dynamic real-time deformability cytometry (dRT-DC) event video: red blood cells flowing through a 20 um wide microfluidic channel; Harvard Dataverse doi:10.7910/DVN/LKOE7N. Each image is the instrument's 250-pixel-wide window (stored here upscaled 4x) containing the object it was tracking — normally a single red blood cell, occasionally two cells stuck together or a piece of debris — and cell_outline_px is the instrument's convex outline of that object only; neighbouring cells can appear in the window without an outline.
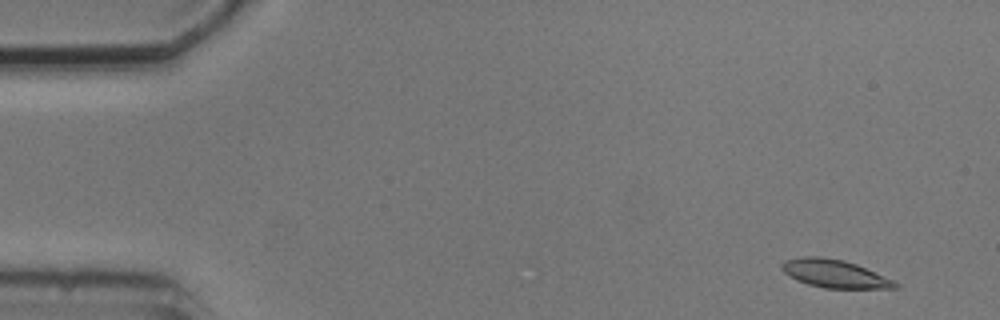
{"species": "common noctule bat (a hibernating species)", "species_latin": "Nyctalus noctula", "temperature_condition": "cold", "stored_images_in_passage": 3, "camera_frame_rate_fps": 3000, "um_per_image_px": 0.085, "animal": {"sex": "male", "body_mass_g": 20.5, "forearm_length_mm": 52.5}, "frame": {"image": 1, "passage_image": 1, "time_ms": 0.0, "image_size_px": [1000, 320], "cell_outline_px": [[900, 288], [824, 288], [808, 284], [796, 280], [784, 272], [780, 268], [780, 264], [784, 260], [804, 256], [820, 256], [844, 260], [856, 264], [892, 280], [900, 284]], "centroid_in_image_um": [70.9, 23.26], "position_along_channel_um": 14.1, "area_um2": 18.44}}